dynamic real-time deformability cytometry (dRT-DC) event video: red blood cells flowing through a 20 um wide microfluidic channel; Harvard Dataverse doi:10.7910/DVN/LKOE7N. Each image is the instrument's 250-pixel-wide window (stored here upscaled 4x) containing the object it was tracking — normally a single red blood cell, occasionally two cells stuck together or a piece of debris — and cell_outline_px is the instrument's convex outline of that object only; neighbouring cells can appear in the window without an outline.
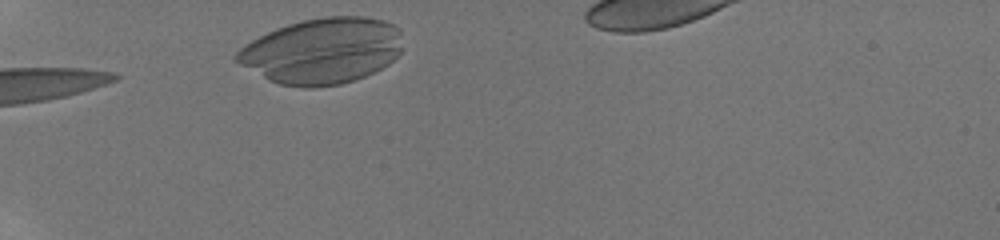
{"species": "human", "species_latin": "Homo sapiens", "temperature_condition": "room temperature", "stored_images_in_passage": 2, "camera_frame_rate_fps": 3000, "um_per_image_px": 0.085, "donor": {"sex": "male"}, "frame": {"image": 1, "passage_image": 1, "time_ms": 0.0, "image_size_px": [1000, 240], "cell_outline_px": [[400, 52], [388, 64], [356, 80], [340, 84], [312, 88], [304, 88], [280, 84], [268, 80], [232, 60], [236, 52], [240, 48], [252, 40], [276, 28], [300, 20], [324, 16], [364, 16], [384, 20], [392, 24], [400, 32]], "centroid_in_image_um": [27.34, 4.32], "position_along_channel_um": 57.7, "area_um2": 63.7}}